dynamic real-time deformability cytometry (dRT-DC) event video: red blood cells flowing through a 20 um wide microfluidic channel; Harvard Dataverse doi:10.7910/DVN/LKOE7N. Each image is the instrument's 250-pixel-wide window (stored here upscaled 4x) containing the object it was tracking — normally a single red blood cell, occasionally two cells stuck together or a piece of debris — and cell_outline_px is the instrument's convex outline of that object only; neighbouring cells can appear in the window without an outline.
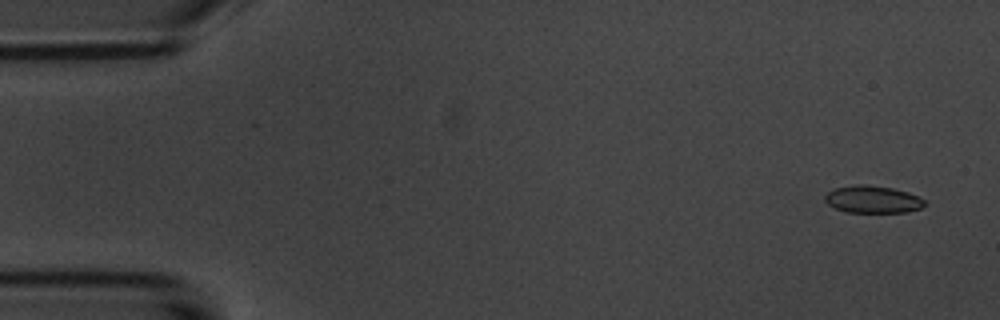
{"species": "common noctule bat (a hibernating species)", "species_latin": "Nyctalus noctula", "temperature_condition": "room temperature", "stored_images_in_passage": 4, "camera_frame_rate_fps": 3000, "um_per_image_px": 0.085, "animal": {"sex": "male", "body_mass_g": 20.1, "forearm_length_mm": 53.5}, "frame": {"image": 1, "passage_image": 1, "time_ms": 0.0, "image_size_px": [1000, 320], "cell_outline_px": [[928, 204], [920, 208], [908, 212], [844, 212], [828, 204], [824, 200], [824, 196], [832, 188], [856, 184], [864, 184], [892, 188], [908, 192], [924, 200]], "centroid_in_image_um": [74.15, 16.94], "position_along_channel_um": 10.8, "area_um2": 15.95}}
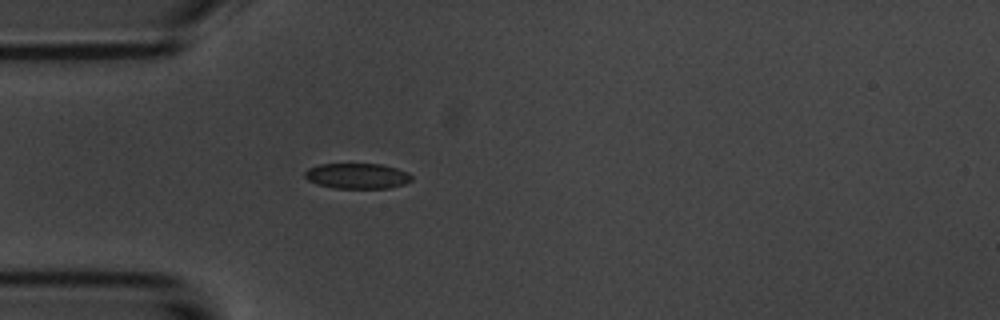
{"frame": {"image": 2, "passage_image": 4, "time_ms": 4.333, "image_size_px": [1000, 320], "cell_outline_px": [[412, 180], [404, 184], [388, 188], [336, 188], [316, 184], [308, 180], [304, 176], [304, 172], [308, 168], [320, 164], [380, 164], [396, 168], [408, 172], [412, 176]], "centroid_in_image_um": [30.35, 14.95], "position_along_channel_um": 54.6, "area_um2": 15.84}}